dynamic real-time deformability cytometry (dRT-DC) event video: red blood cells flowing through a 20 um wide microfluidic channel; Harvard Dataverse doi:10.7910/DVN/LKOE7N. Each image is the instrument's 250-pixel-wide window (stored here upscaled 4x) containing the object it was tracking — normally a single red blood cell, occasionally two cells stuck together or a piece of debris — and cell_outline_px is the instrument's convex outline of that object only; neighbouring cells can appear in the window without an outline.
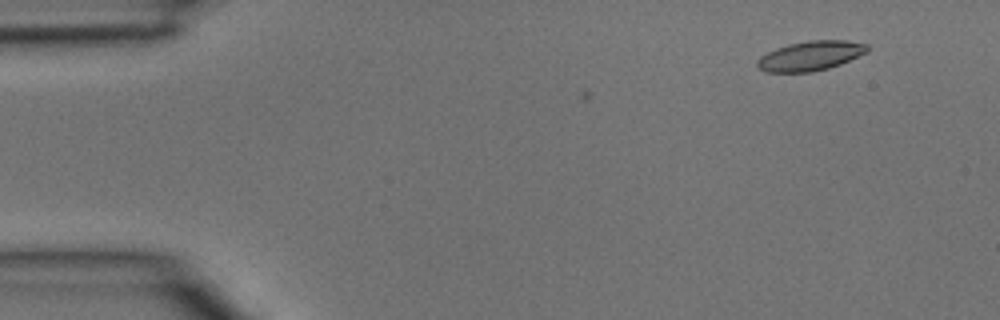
{"species": "common noctule bat (a hibernating species)", "species_latin": "Nyctalus noctula", "temperature_condition": "room temperature", "stored_images_in_passage": 2, "camera_frame_rate_fps": 3000, "um_per_image_px": 0.085, "animal": {"sex": "male", "body_mass_g": 15.6}, "frame": {"image": 1, "passage_image": 2, "time_ms": 0.333, "image_size_px": [1000, 320], "cell_outline_px": [[868, 52], [840, 64], [828, 68], [812, 72], [764, 72], [756, 64], [756, 60], [760, 56], [776, 48], [788, 44], [808, 40], [848, 40], [868, 44]], "centroid_in_image_um": [68.89, 4.74], "position_along_channel_um": 16.1, "area_um2": 19.07}}